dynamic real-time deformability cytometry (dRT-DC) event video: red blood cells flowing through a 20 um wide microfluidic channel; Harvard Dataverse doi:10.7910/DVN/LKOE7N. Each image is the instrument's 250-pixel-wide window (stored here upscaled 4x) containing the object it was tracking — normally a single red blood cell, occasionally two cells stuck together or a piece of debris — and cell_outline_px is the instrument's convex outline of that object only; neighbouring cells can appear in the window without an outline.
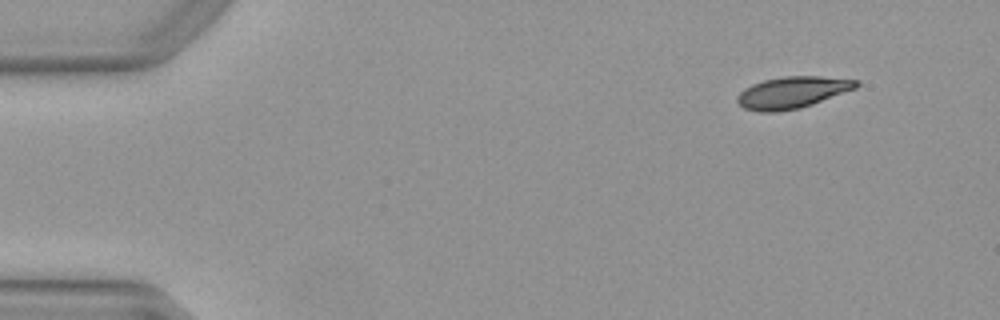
{"species": "Egyptian fruit bat (a non-hibernating species)", "species_latin": "Rousettus aegyptiacus", "temperature_condition": "warm", "stored_images_in_passage": 47, "camera_frame_rate_fps": 3000, "um_per_image_px": 0.085, "animal": {"sex": "female"}, "frame": {"image": 1, "passage_image": 1, "time_ms": 0.0, "image_size_px": [1000, 320], "cell_outline_px": [[860, 84], [856, 88], [812, 104], [800, 108], [776, 112], [756, 112], [744, 108], [736, 100], [736, 96], [744, 88], [752, 84], [764, 80], [784, 76], [820, 76], [860, 80]], "centroid_in_image_um": [67.33, 7.85], "position_along_channel_um": 17.7, "area_um2": 22.02}}
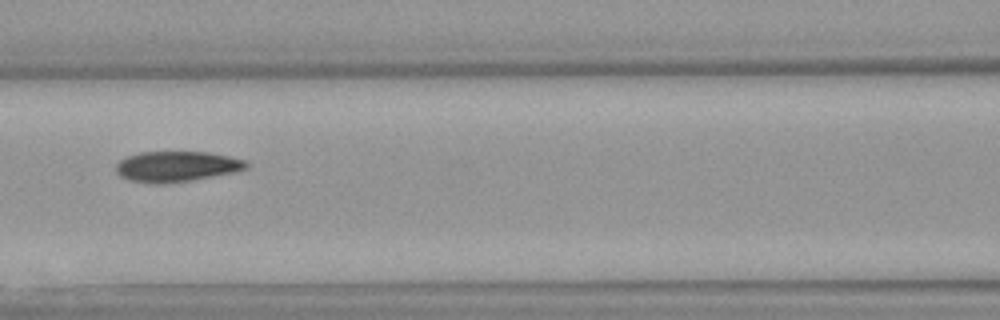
{"frame": {"image": 2, "passage_image": 19, "time_ms": 6.0, "image_size_px": [1000, 320], "cell_outline_px": [[248, 168], [236, 172], [192, 180], [164, 184], [148, 184], [128, 180], [120, 176], [116, 172], [116, 164], [120, 160], [128, 156], [140, 152], [208, 152], [228, 156], [244, 160], [248, 164]], "centroid_in_image_um": [14.99, 14.16], "position_along_channel_um": 151.6, "area_um2": 23.35}}
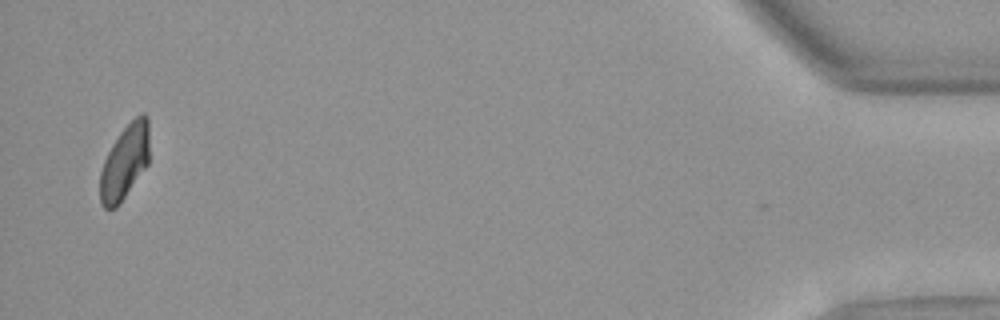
{"frame": {"image": 3, "passage_image": 46, "time_ms": 15.0, "image_size_px": [1000, 320], "cell_outline_px": [[148, 164], [116, 208], [104, 208], [100, 204], [100, 172], [104, 160], [112, 144], [120, 132], [140, 112], [144, 112], [148, 116]], "centroid_in_image_um": [10.59, 13.76], "position_along_channel_um": 424.6, "area_um2": 21.27}, "authors_computed_cell_mechanics": {"area_um2": 23.1778, "velocity_mm_per_s": 3.9817, "shape_relaxation_time_tau1_ms": 3.8076, "shape_relaxation_time_tau2_ms": 2.9698, "deformation_change_tau1": 0.1313, "deformation_change_tau2": 0.0569}}